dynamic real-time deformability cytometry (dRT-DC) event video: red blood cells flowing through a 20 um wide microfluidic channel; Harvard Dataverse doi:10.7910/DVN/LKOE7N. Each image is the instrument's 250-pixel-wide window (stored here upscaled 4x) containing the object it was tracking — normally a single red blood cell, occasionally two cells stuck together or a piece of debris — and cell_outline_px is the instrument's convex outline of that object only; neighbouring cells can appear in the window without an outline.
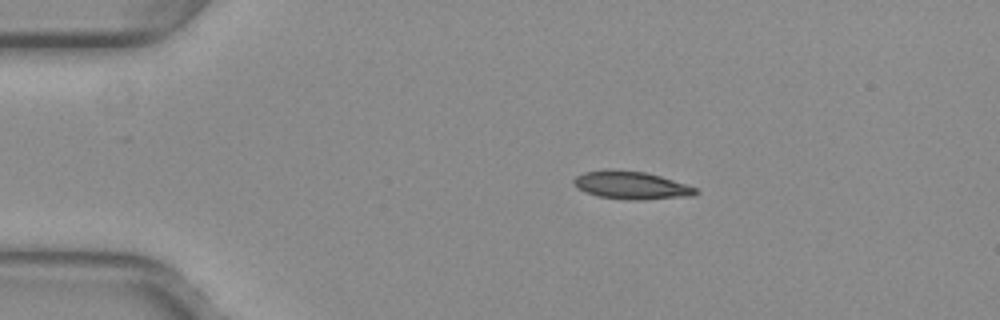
{"species": "common noctule bat (a hibernating species)", "species_latin": "Nyctalus noctula", "temperature_condition": "warm", "stored_images_in_passage": 43, "camera_frame_rate_fps": 3000, "um_per_image_px": 0.085, "animal": {"sex": "female", "body_mass_g": 29.2, "forearm_length_mm": 56.3}, "frame": {"image": 1, "passage_image": 1, "time_ms": 0.0, "image_size_px": [1000, 320], "cell_outline_px": [[700, 192], [692, 196], [644, 200], [628, 200], [596, 196], [580, 188], [572, 180], [576, 176], [584, 172], [604, 168], [608, 168], [644, 172], [660, 176], [696, 188]], "centroid_in_image_um": [53.65, 15.74], "position_along_channel_um": 31.3, "area_um2": 19.83}}
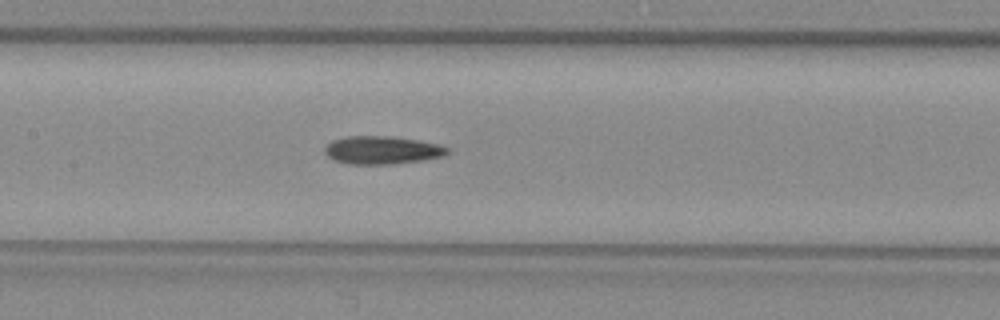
{"frame": {"image": 2, "passage_image": 16, "time_ms": 5.0, "image_size_px": [1000, 320], "cell_outline_px": [[448, 152], [444, 156], [424, 160], [396, 164], [348, 164], [332, 160], [324, 152], [324, 148], [332, 140], [348, 136], [388, 136], [416, 140], [436, 144], [448, 148]], "centroid_in_image_um": [32.44, 12.77], "position_along_channel_um": 175.0, "area_um2": 20.0}}
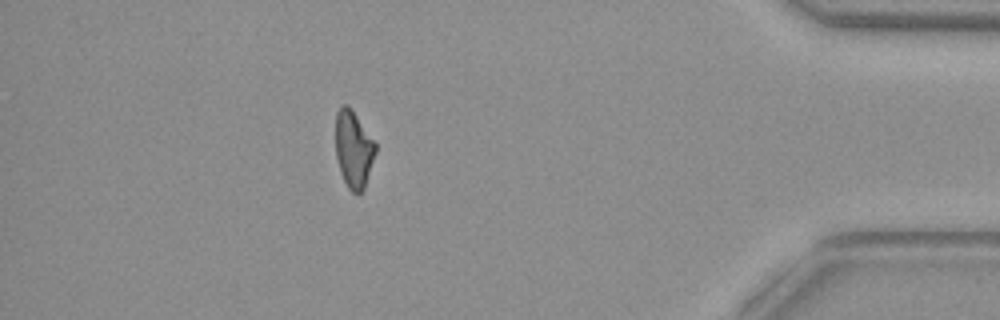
{"frame": {"image": 3, "passage_image": 37, "time_ms": 12.0, "image_size_px": [1000, 320], "cell_outline_px": [[376, 152], [364, 188], [356, 196], [348, 188], [340, 172], [336, 156], [336, 112], [344, 104], [348, 104], [376, 144]], "centroid_in_image_um": [30.04, 12.7], "position_along_channel_um": 405.2, "area_um2": 17.74}, "authors_computed_cell_mechanics": {"area_um2": 19.363, "velocity_mm_per_s": 3.9781, "shape_relaxation_time_tau1_ms": null, "shape_relaxation_time_tau2_ms": 7.0708, "deformation_change_tau1": null, "deformation_change_tau2": 0.1723}}